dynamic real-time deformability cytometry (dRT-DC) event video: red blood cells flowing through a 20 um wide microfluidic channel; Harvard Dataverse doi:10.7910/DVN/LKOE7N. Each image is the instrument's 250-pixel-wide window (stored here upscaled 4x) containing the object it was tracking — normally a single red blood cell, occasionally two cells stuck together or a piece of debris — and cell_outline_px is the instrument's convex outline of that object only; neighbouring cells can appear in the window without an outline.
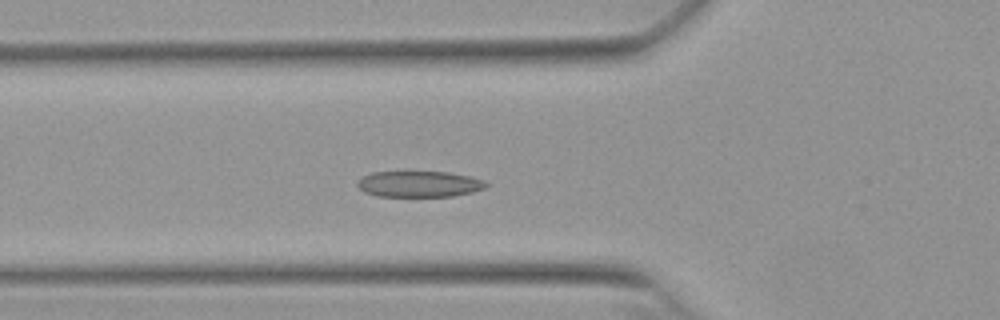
{"species": "Egyptian fruit bat (a non-hibernating species)", "species_latin": "Rousettus aegyptiacus", "temperature_condition": "warm", "stored_images_in_passage": 15, "camera_frame_rate_fps": 3000, "um_per_image_px": 0.085, "animal": {"sex": "female"}, "frame": {"image": 1, "passage_image": 5, "time_ms": 1.333, "image_size_px": [1000, 320], "cell_outline_px": [[488, 184], [484, 188], [472, 192], [452, 196], [376, 196], [364, 192], [356, 184], [364, 176], [372, 172], [404, 168], [448, 172], [468, 176], [484, 180]], "centroid_in_image_um": [35.58, 15.58], "position_along_channel_um": 90.2, "area_um2": 20.4}}
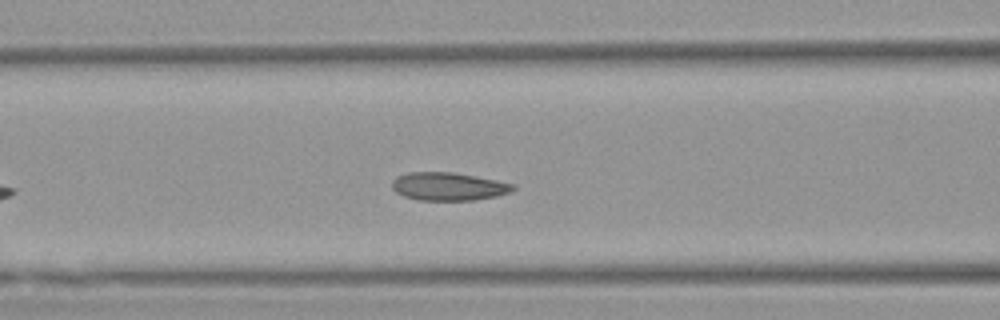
{"frame": {"image": 2, "passage_image": 8, "time_ms": 2.333, "image_size_px": [1000, 320], "cell_outline_px": [[516, 188], [508, 192], [496, 196], [472, 200], [420, 200], [404, 196], [396, 192], [392, 188], [392, 180], [396, 176], [408, 172], [452, 172], [496, 180], [516, 184]], "centroid_in_image_um": [38.09, 15.84], "position_along_channel_um": 128.5, "area_um2": 19.71}}